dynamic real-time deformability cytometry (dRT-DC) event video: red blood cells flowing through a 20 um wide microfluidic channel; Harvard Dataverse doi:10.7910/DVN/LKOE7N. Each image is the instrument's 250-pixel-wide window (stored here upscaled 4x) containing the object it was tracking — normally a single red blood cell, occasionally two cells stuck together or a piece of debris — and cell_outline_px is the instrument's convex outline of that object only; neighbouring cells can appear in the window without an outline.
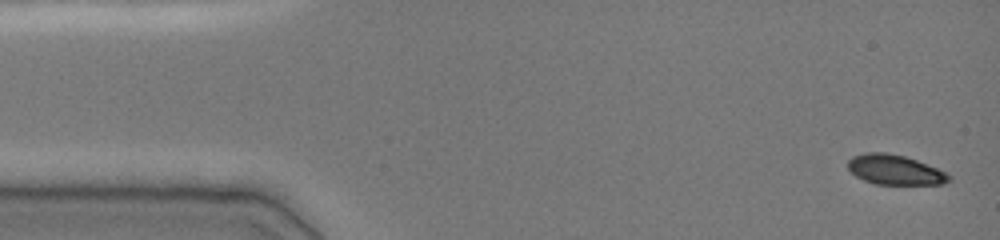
{"species": "common noctule bat (a hibernating species)", "species_latin": "Nyctalus noctula", "temperature_condition": "cold", "stored_images_in_passage": 11, "camera_frame_rate_fps": 3000, "um_per_image_px": 0.085, "animal": {"sex": "female", "body_mass_g": 19.0, "forearm_length_mm": 51.5}, "frame": {"image": 1, "passage_image": 1, "time_ms": 0.0, "image_size_px": [1000, 240], "cell_outline_px": [[952, 180], [944, 184], [876, 184], [864, 180], [856, 176], [848, 168], [848, 160], [852, 156], [864, 152], [884, 152], [904, 156], [916, 160], [948, 172], [952, 176]], "centroid_in_image_um": [76.1, 14.43], "position_along_channel_um": 8.9, "area_um2": 17.69}}
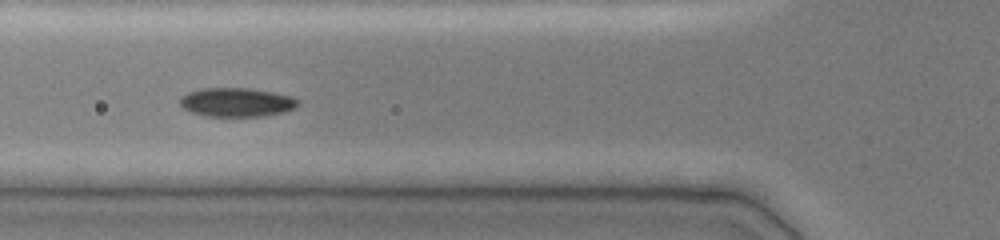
{"frame": {"image": 2, "passage_image": 9, "time_ms": 5.333, "image_size_px": [1000, 240], "cell_outline_px": [[300, 104], [296, 108], [284, 112], [260, 116], [204, 116], [192, 112], [184, 108], [180, 104], [180, 96], [188, 92], [200, 88], [248, 88], [272, 92], [292, 96], [300, 100]], "centroid_in_image_um": [20.13, 8.69], "position_along_channel_um": 105.7, "area_um2": 20.0}}
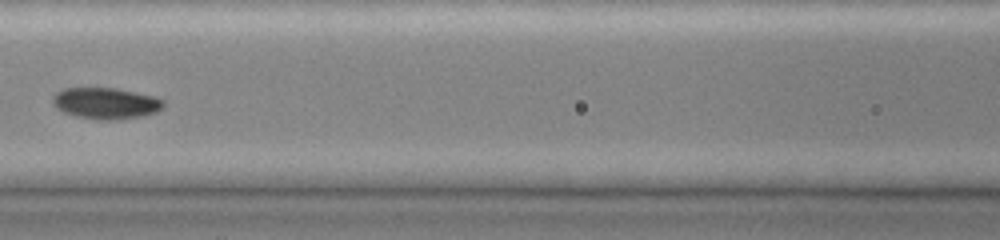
{"frame": {"image": 3, "passage_image": 10, "time_ms": 6.667, "image_size_px": [1000, 240], "cell_outline_px": [[164, 104], [156, 112], [144, 116], [112, 120], [96, 120], [76, 116], [64, 112], [56, 108], [52, 104], [52, 96], [56, 92], [64, 88], [116, 88], [156, 96], [164, 100]], "centroid_in_image_um": [8.98, 8.78], "position_along_channel_um": 157.6, "area_um2": 20.4}}